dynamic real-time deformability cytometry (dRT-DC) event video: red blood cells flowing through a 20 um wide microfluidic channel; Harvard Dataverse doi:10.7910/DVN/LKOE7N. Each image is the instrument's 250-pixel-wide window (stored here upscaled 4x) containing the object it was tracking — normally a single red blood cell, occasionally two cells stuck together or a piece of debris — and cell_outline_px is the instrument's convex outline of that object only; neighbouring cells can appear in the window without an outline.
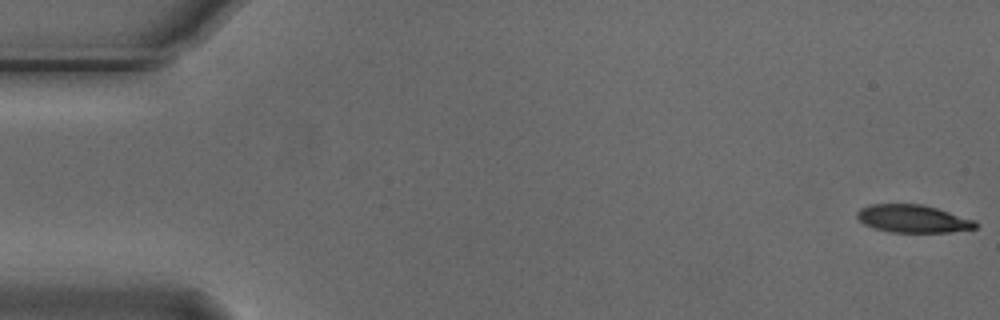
{"species": "Egyptian fruit bat (a non-hibernating species)", "species_latin": "Rousettus aegyptiacus", "temperature_condition": "cold", "stored_images_in_passage": 6, "camera_frame_rate_fps": 3000, "um_per_image_px": 0.085, "animal": {"sex": "male"}, "frame": {"image": 1, "passage_image": 1, "time_ms": 0.0, "image_size_px": [1000, 320], "cell_outline_px": [[980, 224], [976, 228], [952, 232], [888, 232], [864, 224], [856, 216], [856, 212], [860, 208], [872, 204], [920, 204], [936, 208], [976, 220]], "centroid_in_image_um": [77.63, 18.59], "position_along_channel_um": 7.4, "area_um2": 19.19}}
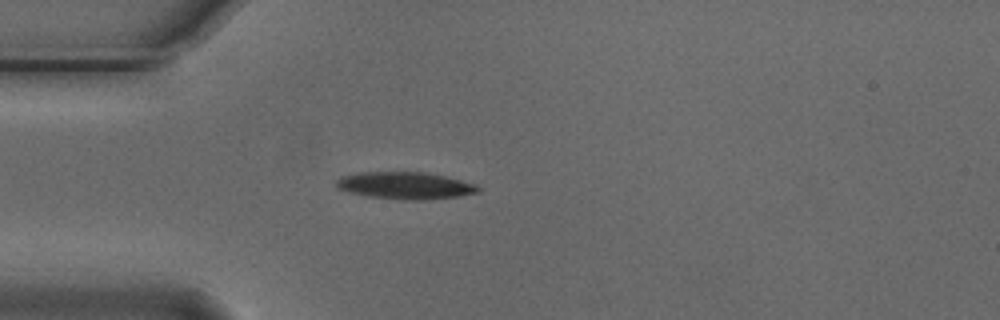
{"frame": {"image": 2, "passage_image": 5, "time_ms": 1.333, "image_size_px": [1000, 320], "cell_outline_px": [[480, 192], [460, 196], [428, 200], [404, 200], [368, 196], [348, 192], [336, 188], [336, 180], [340, 176], [360, 172], [424, 172], [444, 176], [476, 184], [480, 188]], "centroid_in_image_um": [34.43, 15.78], "position_along_channel_um": 50.6, "area_um2": 22.54}}